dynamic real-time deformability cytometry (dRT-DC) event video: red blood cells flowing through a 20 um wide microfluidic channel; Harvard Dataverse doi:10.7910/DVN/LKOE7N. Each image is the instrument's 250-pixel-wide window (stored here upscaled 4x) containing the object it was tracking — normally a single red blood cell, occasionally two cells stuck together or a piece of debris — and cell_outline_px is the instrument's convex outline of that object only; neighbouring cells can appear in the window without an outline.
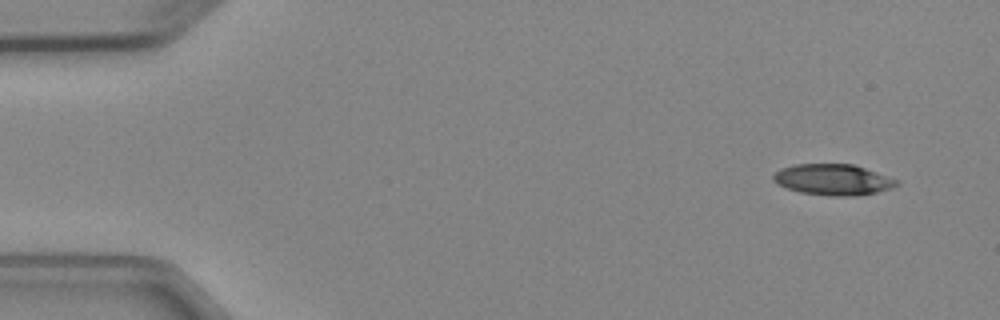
{"species": "Egyptian fruit bat (a non-hibernating species)", "species_latin": "Rousettus aegyptiacus", "temperature_condition": "cold", "stored_images_in_passage": 4, "camera_frame_rate_fps": 3000, "um_per_image_px": 0.085, "animal": {"sex": "female"}, "frame": {"image": 1, "passage_image": 1, "time_ms": 0.0, "image_size_px": [1000, 320], "cell_outline_px": [[900, 184], [892, 188], [876, 192], [856, 196], [828, 196], [800, 192], [784, 188], [776, 184], [772, 180], [772, 176], [780, 168], [796, 164], [852, 164], [900, 180]], "centroid_in_image_um": [70.79, 15.28], "position_along_channel_um": 14.2, "area_um2": 22.48}}
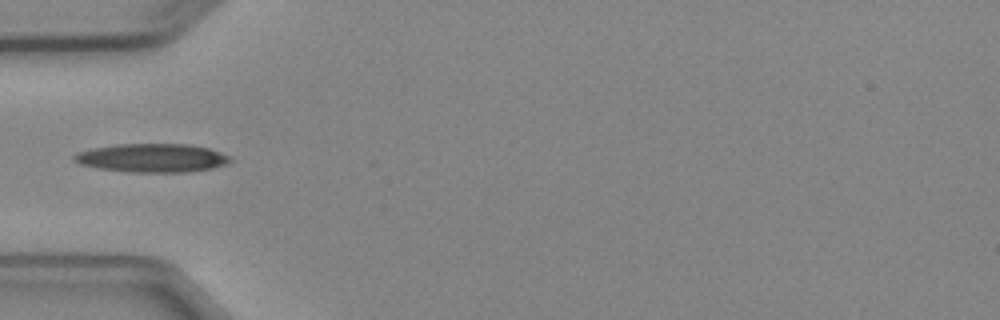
{"frame": {"image": 2, "passage_image": 4, "time_ms": 4.333, "image_size_px": [1000, 320], "cell_outline_px": [[232, 160], [228, 164], [212, 168], [188, 172], [132, 172], [96, 168], [80, 164], [72, 160], [72, 156], [80, 152], [92, 148], [116, 144], [188, 144], [208, 148], [232, 156]], "centroid_in_image_um": [12.95, 13.42], "position_along_channel_um": 72.1, "area_um2": 26.13}}